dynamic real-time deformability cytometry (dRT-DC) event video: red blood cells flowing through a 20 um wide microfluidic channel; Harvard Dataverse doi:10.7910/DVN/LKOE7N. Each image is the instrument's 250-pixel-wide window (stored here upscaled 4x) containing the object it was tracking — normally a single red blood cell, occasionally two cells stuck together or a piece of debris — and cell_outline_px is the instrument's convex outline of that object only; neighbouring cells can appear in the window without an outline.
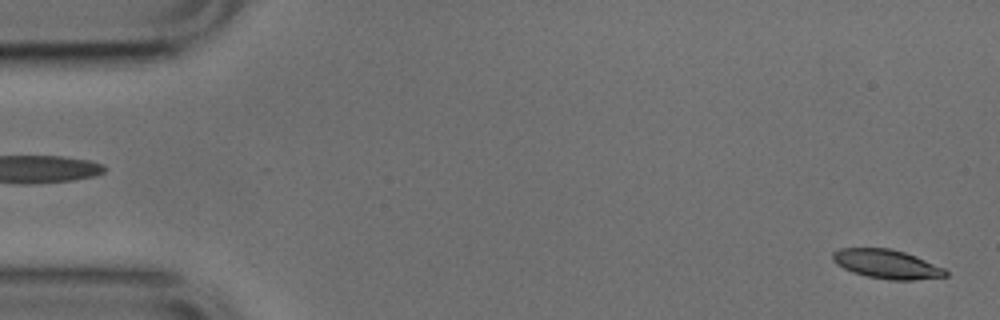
{"species": "common noctule bat (a hibernating species)", "species_latin": "Nyctalus noctula", "temperature_condition": "cold", "stored_images_in_passage": 51, "camera_frame_rate_fps": 3000, "um_per_image_px": 0.085, "animal": {"sex": "male", "body_mass_g": 17.9, "forearm_length_mm": 54.2}, "frame": {"image": 1, "passage_image": 1, "time_ms": 0.0, "image_size_px": [1000, 320], "cell_outline_px": [[948, 276], [912, 280], [888, 280], [864, 276], [852, 272], [836, 264], [832, 260], [832, 252], [840, 248], [888, 248], [904, 252], [916, 256], [944, 268], [948, 272]], "centroid_in_image_um": [75.35, 22.45], "position_along_channel_um": 9.6, "area_um2": 19.19}}
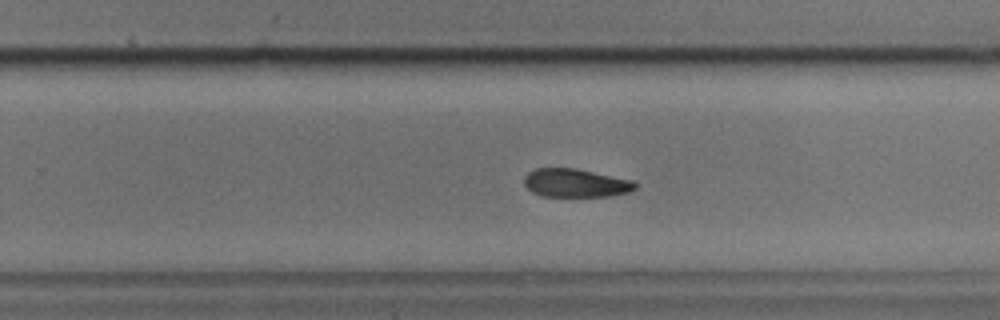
{"frame": {"image": 2, "passage_image": 32, "time_ms": 10.333, "image_size_px": [1000, 320], "cell_outline_px": [[636, 188], [628, 192], [608, 196], [544, 196], [532, 192], [524, 184], [524, 176], [528, 172], [536, 168], [576, 168], [632, 180], [636, 184]], "centroid_in_image_um": [48.9, 15.55], "position_along_channel_um": 280.9, "area_um2": 18.26}}
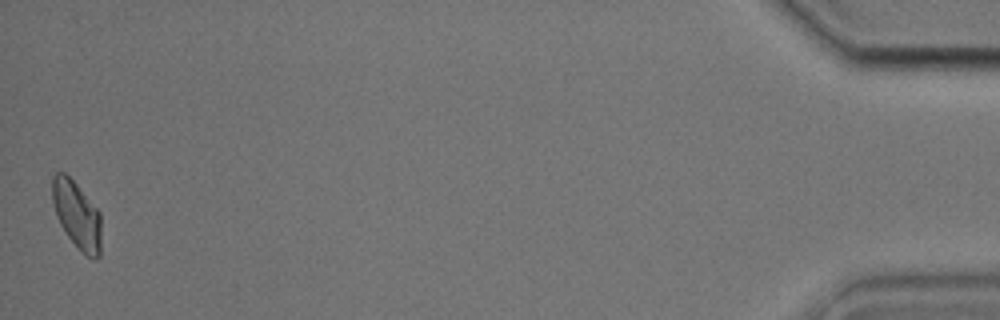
{"frame": {"image": 3, "passage_image": 51, "time_ms": 16.667, "image_size_px": [1000, 320], "cell_outline_px": [[100, 256], [96, 260], [92, 260], [68, 236], [60, 224], [56, 216], [52, 200], [52, 176], [56, 172], [64, 172], [76, 184], [100, 212]], "centroid_in_image_um": [6.52, 18.25], "position_along_channel_um": 428.7, "area_um2": 18.9}, "authors_computed_cell_mechanics": {"area_um2": 19.363, "velocity_mm_per_s": 3.8135, "shape_relaxation_time_tau1_ms": 4.4425, "shape_relaxation_time_tau2_ms": null, "deformation_change_tau1": 0.1366, "deformation_change_tau2": null}}